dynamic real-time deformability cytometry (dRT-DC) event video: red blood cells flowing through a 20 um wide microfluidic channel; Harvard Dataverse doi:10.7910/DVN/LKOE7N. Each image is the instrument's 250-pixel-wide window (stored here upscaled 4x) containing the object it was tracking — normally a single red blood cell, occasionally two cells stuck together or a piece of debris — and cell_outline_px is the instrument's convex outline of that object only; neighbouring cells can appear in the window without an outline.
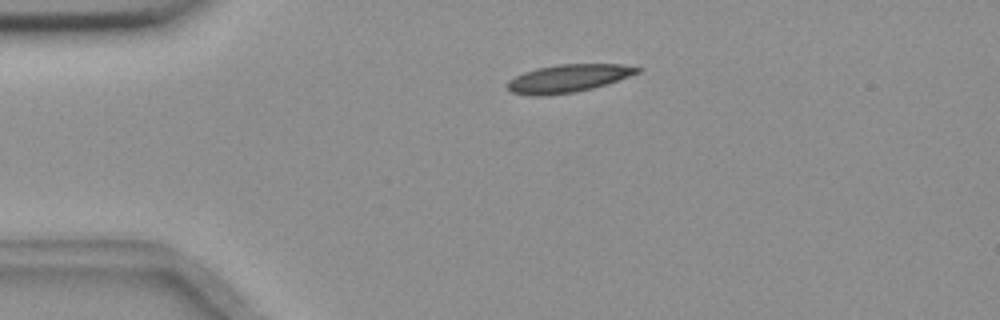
{"species": "common noctule bat (a hibernating species)", "species_latin": "Nyctalus noctula", "temperature_condition": "room temperature", "stored_images_in_passage": 5, "camera_frame_rate_fps": 3000, "um_per_image_px": 0.085, "animal": {"sex": "female", "body_mass_g": 18.4}, "frame": {"image": 1, "passage_image": 4, "time_ms": 1.0, "image_size_px": [1000, 320], "cell_outline_px": [[644, 68], [640, 72], [608, 84], [576, 92], [548, 96], [532, 96], [512, 92], [504, 84], [508, 80], [524, 72], [536, 68], [556, 64], [624, 64]], "centroid_in_image_um": [48.3, 6.66], "position_along_channel_um": 36.7, "area_um2": 21.44}}